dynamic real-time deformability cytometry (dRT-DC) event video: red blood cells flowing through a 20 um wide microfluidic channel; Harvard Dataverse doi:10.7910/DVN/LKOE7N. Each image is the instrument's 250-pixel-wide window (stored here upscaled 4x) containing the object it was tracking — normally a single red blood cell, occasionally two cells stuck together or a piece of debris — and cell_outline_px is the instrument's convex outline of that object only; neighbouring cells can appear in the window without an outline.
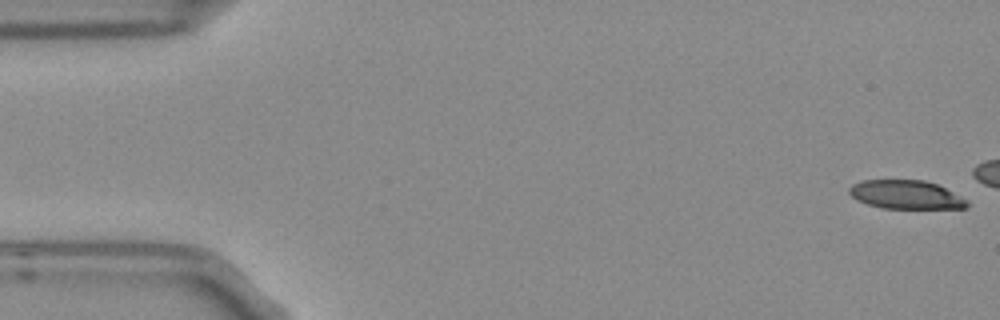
{"species": "Egyptian fruit bat (a non-hibernating species)", "species_latin": "Rousettus aegyptiacus", "temperature_condition": "room temperature", "stored_images_in_passage": 4, "camera_frame_rate_fps": 3000, "um_per_image_px": 0.085, "frame": {"image": 1, "passage_image": 1, "time_ms": 0.0, "image_size_px": [1000, 320], "cell_outline_px": [[968, 208], [880, 208], [856, 200], [848, 192], [848, 188], [852, 184], [864, 180], [924, 180], [936, 184], [968, 200]], "centroid_in_image_um": [76.97, 16.55], "position_along_channel_um": 8.0, "area_um2": 19.59}}